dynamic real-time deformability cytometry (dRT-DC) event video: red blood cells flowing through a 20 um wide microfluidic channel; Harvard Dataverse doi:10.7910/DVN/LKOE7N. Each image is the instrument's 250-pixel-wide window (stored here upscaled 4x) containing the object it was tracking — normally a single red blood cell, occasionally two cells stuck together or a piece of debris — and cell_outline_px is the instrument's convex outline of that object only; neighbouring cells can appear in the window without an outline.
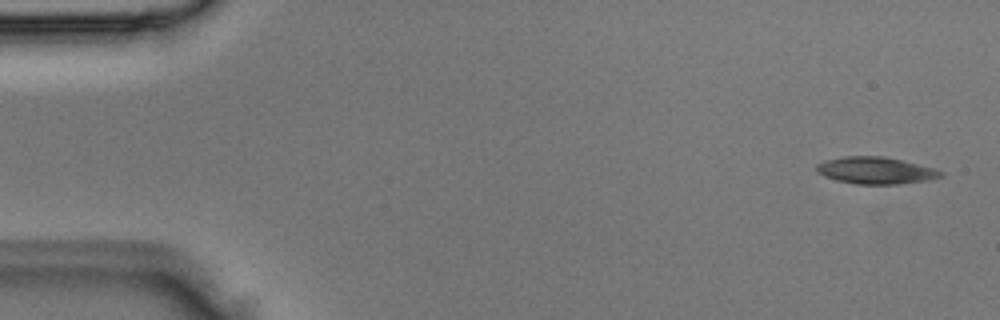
{"species": "Egyptian fruit bat (a non-hibernating species)", "species_latin": "Rousettus aegyptiacus", "temperature_condition": "room temperature", "stored_images_in_passage": 4, "camera_frame_rate_fps": 3000, "um_per_image_px": 0.085, "animal": {"sex": "male"}, "frame": {"image": 1, "passage_image": 1, "time_ms": 0.0, "image_size_px": [1000, 320], "cell_outline_px": [[944, 176], [928, 180], [900, 184], [856, 184], [836, 180], [824, 176], [816, 172], [816, 164], [824, 160], [844, 156], [884, 156], [932, 168], [944, 172]], "centroid_in_image_um": [74.39, 14.49], "position_along_channel_um": 10.6, "area_um2": 19.48}}
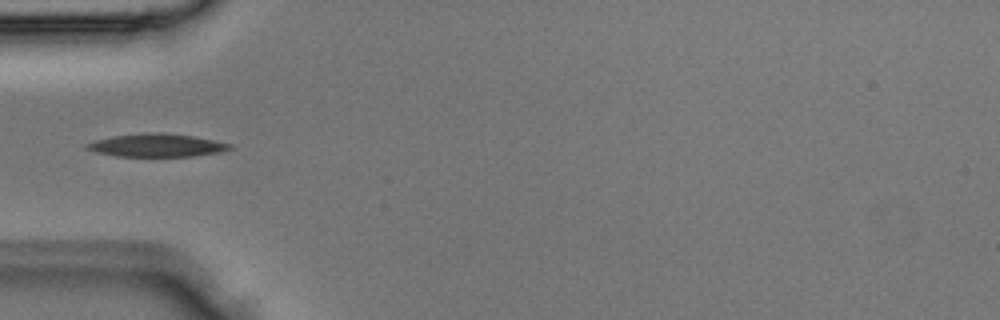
{"frame": {"image": 2, "passage_image": 4, "time_ms": 1.0, "image_size_px": [1000, 320], "cell_outline_px": [[232, 148], [220, 152], [192, 156], [116, 156], [96, 152], [84, 148], [84, 144], [96, 140], [112, 136], [144, 132], [164, 132], [192, 136], [232, 144]], "centroid_in_image_um": [13.28, 12.34], "position_along_channel_um": 71.7, "area_um2": 19.19}}